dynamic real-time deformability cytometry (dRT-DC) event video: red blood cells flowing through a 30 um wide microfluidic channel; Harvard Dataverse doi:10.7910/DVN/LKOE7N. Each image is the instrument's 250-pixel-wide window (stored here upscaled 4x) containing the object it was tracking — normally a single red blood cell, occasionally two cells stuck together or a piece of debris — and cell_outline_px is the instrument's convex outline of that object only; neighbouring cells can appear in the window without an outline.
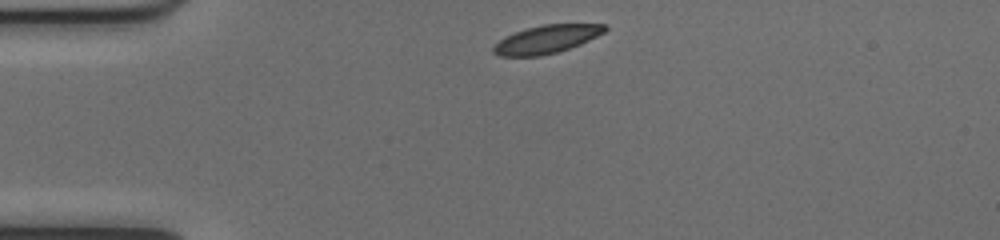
{"species": "common noctule bat (a hibernating species)", "species_latin": "Nyctalus noctula", "temperature_condition": "cold", "stored_images_in_passage": 41, "camera_frame_rate_fps": 3000, "um_per_image_px": 0.085, "animal": {"sex": "female", "body_mass_g": 17.0, "forearm_length_mm": 48.0}, "frame": {"image": 1, "passage_image": 1, "time_ms": 0.0, "image_size_px": [1000, 240], "cell_outline_px": [[608, 28], [604, 32], [580, 44], [556, 52], [540, 56], [500, 56], [492, 52], [492, 48], [504, 36], [528, 28], [544, 24], [608, 24]], "centroid_in_image_um": [46.45, 3.33], "position_along_channel_um": 38.5, "area_um2": 18.03}}
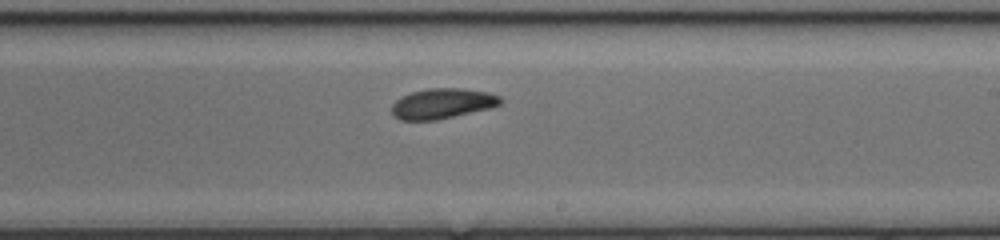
{"frame": {"image": 2, "passage_image": 20, "time_ms": 6.333, "image_size_px": [1000, 240], "cell_outline_px": [[504, 100], [500, 104], [492, 108], [436, 120], [400, 120], [392, 112], [392, 104], [400, 96], [412, 92], [428, 88], [460, 88], [488, 92], [500, 96]], "centroid_in_image_um": [37.63, 8.79], "position_along_channel_um": 251.4, "area_um2": 19.25}}
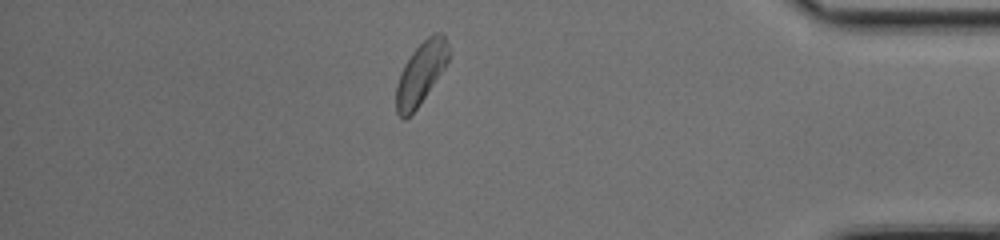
{"frame": {"image": 3, "passage_image": 34, "time_ms": 11.0, "image_size_px": [1000, 240], "cell_outline_px": [[448, 60], [444, 68], [416, 108], [404, 120], [396, 112], [396, 84], [400, 72], [404, 64], [412, 52], [432, 32], [444, 32], [448, 48]], "centroid_in_image_um": [35.75, 6.19], "position_along_channel_um": 399.4, "area_um2": 18.67}, "authors_computed_cell_mechanics": {"area_um2": 19.2474, "velocity_mm_per_s": 3.9634, "shape_relaxation_time_tau1_ms": 6.9251, "shape_relaxation_time_tau2_ms": null, "deformation_change_tau1": 0.1419, "deformation_change_tau2": null}}